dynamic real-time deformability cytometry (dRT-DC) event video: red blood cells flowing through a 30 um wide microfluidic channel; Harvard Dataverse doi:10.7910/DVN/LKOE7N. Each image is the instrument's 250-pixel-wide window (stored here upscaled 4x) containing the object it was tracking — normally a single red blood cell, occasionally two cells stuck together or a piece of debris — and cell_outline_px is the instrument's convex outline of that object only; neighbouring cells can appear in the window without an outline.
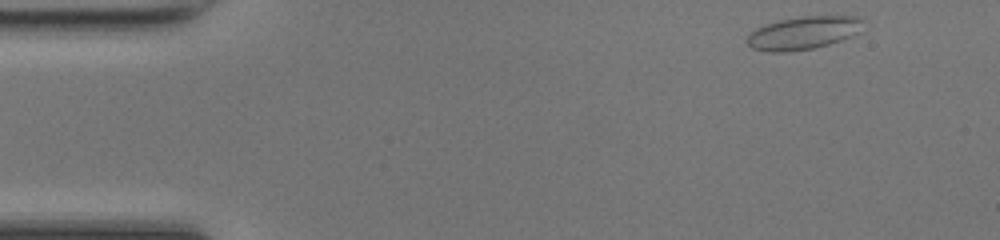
{"species": "common noctule bat (a hibernating species)", "species_latin": "Nyctalus noctula", "temperature_condition": "room temperature", "stored_images_in_passage": 45, "camera_frame_rate_fps": 3000, "um_per_image_px": 0.085, "animal": {"sex": "female", "body_mass_g": 17.0, "forearm_length_mm": 48.0}, "frame": {"image": 1, "passage_image": 1, "time_ms": 0.0, "image_size_px": [1000, 240], "cell_outline_px": [[864, 20], [856, 32], [840, 40], [828, 44], [812, 48], [788, 52], [768, 52], [752, 48], [744, 40], [748, 32], [764, 24], [776, 20], [800, 16], [856, 16]], "centroid_in_image_um": [68.16, 2.79], "position_along_channel_um": 16.8, "area_um2": 22.31}}
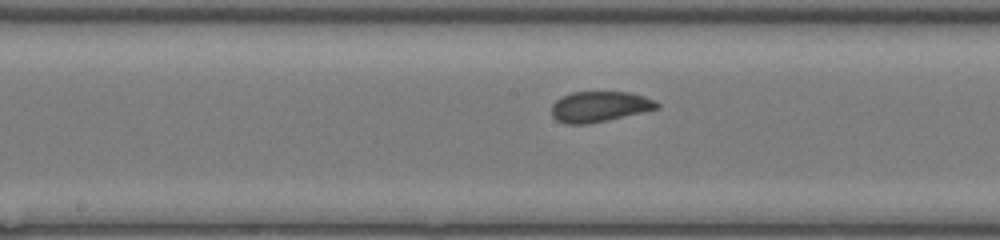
{"frame": {"image": 2, "passage_image": 21, "time_ms": 6.667, "image_size_px": [1000, 240], "cell_outline_px": [[660, 108], [604, 120], [584, 124], [564, 124], [556, 120], [552, 116], [552, 104], [560, 96], [572, 92], [632, 92], [656, 100], [660, 104]], "centroid_in_image_um": [50.95, 9.04], "position_along_channel_um": 197.3, "area_um2": 18.73}}
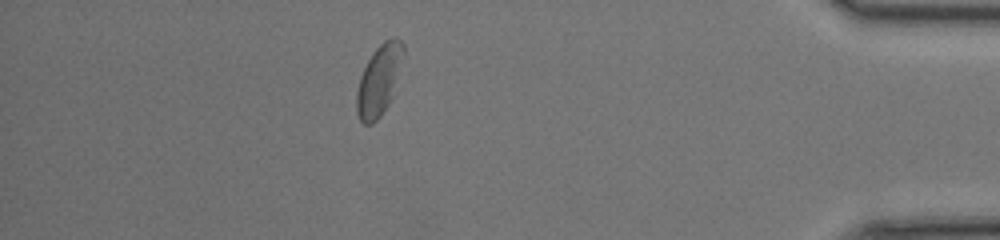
{"frame": {"image": 3, "passage_image": 39, "time_ms": 12.667, "image_size_px": [1000, 240], "cell_outline_px": [[404, 52], [392, 96], [388, 104], [380, 116], [372, 124], [364, 124], [360, 120], [356, 112], [356, 92], [360, 76], [372, 52], [384, 40], [392, 36], [396, 36], [404, 44]], "centroid_in_image_um": [32.2, 6.79], "position_along_channel_um": 403.0, "area_um2": 19.13}, "authors_computed_cell_mechanics": {"area_um2": 19.2474, "velocity_mm_per_s": 4.2412, "shape_relaxation_time_tau1_ms": 2.9854, "shape_relaxation_time_tau2_ms": 0.8869, "deformation_change_tau1": 0.0865, "deformation_change_tau2": 0.048}}